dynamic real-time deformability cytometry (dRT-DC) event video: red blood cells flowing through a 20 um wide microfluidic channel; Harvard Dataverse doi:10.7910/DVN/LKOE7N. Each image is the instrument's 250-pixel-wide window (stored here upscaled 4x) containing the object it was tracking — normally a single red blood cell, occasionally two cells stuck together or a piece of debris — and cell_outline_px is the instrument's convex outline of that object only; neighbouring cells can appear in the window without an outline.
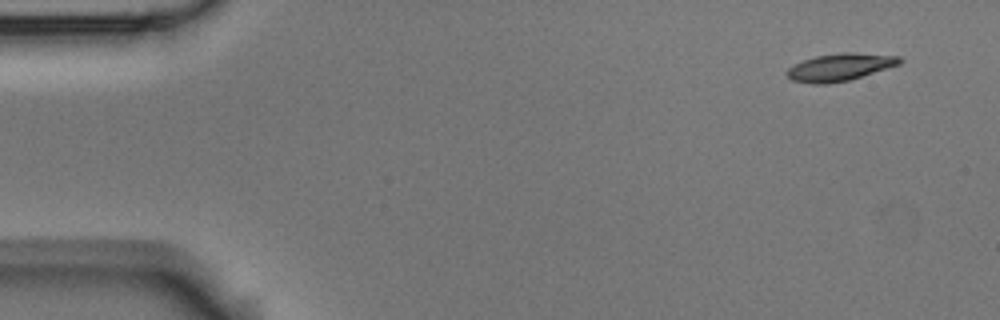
{"species": "Egyptian fruit bat (a non-hibernating species)", "species_latin": "Rousettus aegyptiacus", "temperature_condition": "room temperature", "stored_images_in_passage": 4, "camera_frame_rate_fps": 3000, "um_per_image_px": 0.085, "animal": {"sex": "male"}, "frame": {"image": 1, "passage_image": 1, "time_ms": 0.0, "image_size_px": [1000, 320], "cell_outline_px": [[904, 60], [900, 64], [888, 68], [848, 80], [828, 84], [812, 84], [792, 80], [784, 72], [788, 68], [804, 60], [816, 56], [840, 52], [852, 52], [900, 56]], "centroid_in_image_um": [71.4, 5.7], "position_along_channel_um": 13.6, "area_um2": 17.98}}